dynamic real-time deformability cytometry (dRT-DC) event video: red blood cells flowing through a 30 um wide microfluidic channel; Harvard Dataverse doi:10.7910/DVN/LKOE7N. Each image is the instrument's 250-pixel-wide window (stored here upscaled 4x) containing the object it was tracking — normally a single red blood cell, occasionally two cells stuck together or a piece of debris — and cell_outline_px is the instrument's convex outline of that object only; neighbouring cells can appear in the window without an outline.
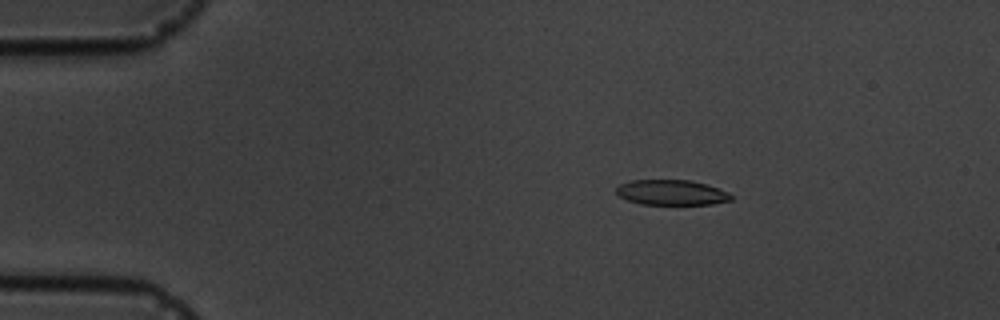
{"species": "common noctule bat (a hibernating species)", "species_latin": "Nyctalus noctula", "temperature_condition": "cold", "stored_images_in_passage": 15, "camera_frame_rate_fps": 3000, "um_per_image_px": 0.085, "animal": {"sex": "male", "body_mass_g": 19.5, "forearm_length_mm": 54.6}, "frame": {"image": 1, "passage_image": 2, "time_ms": 1.0, "image_size_px": [1000, 320], "cell_outline_px": [[732, 200], [712, 204], [640, 204], [628, 200], [620, 196], [616, 192], [616, 188], [620, 184], [632, 180], [692, 180], [708, 184], [728, 192], [732, 196]], "centroid_in_image_um": [57.1, 16.35], "position_along_channel_um": 27.9, "area_um2": 16.88}}
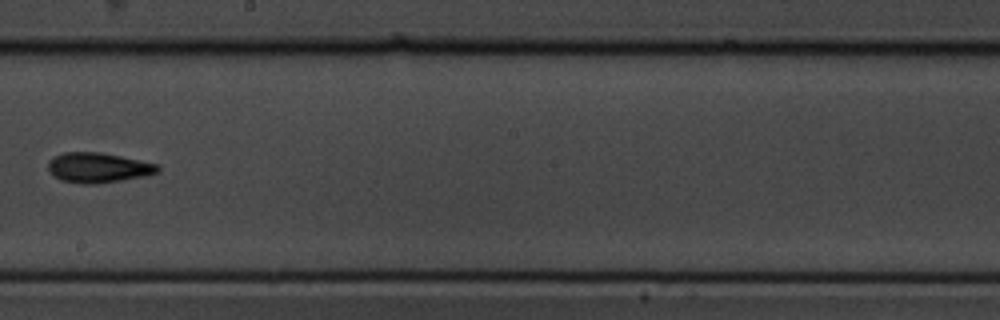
{"frame": {"image": 2, "passage_image": 8, "time_ms": 8.667, "image_size_px": [1000, 320], "cell_outline_px": [[160, 168], [156, 172], [144, 176], [96, 184], [80, 184], [60, 180], [48, 168], [48, 160], [52, 156], [64, 152], [100, 152], [160, 164]], "centroid_in_image_um": [8.32, 14.24], "position_along_channel_um": 239.9, "area_um2": 19.13}}
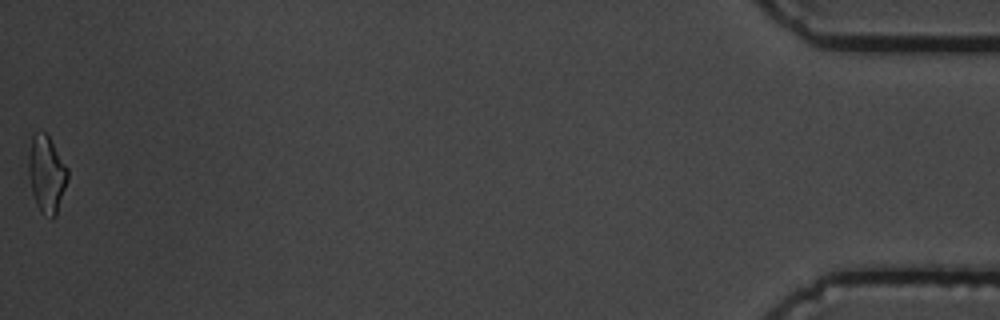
{"frame": {"image": 3, "passage_image": 15, "time_ms": 16.667, "image_size_px": [1000, 320], "cell_outline_px": [[68, 180], [56, 216], [52, 216], [40, 212], [36, 204], [32, 192], [28, 172], [28, 156], [32, 136], [36, 132], [44, 132], [48, 136], [68, 168]], "centroid_in_image_um": [3.96, 14.8], "position_along_channel_um": 431.2, "area_um2": 17.4}, "authors_computed_cell_mechanics": {"area_um2": 17.918, "velocity_mm_per_s": 3.5761, "shape_relaxation_time_tau1_ms": 4.2794, "shape_relaxation_time_tau2_ms": 4.0413, "deformation_change_tau1": 0.1358, "deformation_change_tau2": 0.1376}}